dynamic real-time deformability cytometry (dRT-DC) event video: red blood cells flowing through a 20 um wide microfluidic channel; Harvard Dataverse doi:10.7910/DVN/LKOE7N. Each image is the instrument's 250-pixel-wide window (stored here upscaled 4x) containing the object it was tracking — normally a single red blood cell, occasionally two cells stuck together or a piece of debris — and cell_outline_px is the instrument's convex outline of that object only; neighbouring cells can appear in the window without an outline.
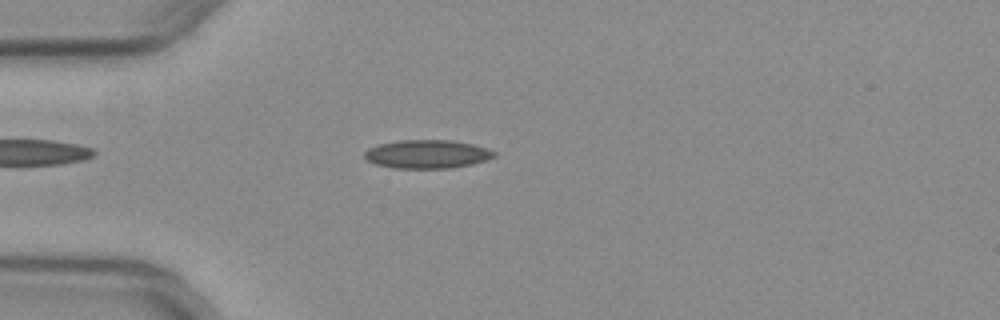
{"species": "common noctule bat (a hibernating species)", "species_latin": "Nyctalus noctula", "temperature_condition": "warm", "stored_images_in_passage": 32, "camera_frame_rate_fps": 3000, "um_per_image_px": 0.085, "animal": {"sex": "female", "body_mass_g": 29.2, "forearm_length_mm": 56.3}, "frame": {"image": 1, "passage_image": 6, "time_ms": 1.667, "image_size_px": [1000, 320], "cell_outline_px": [[496, 156], [488, 160], [472, 164], [448, 168], [396, 168], [376, 164], [368, 160], [364, 156], [364, 152], [368, 148], [380, 144], [400, 140], [452, 140], [472, 144], [488, 148], [496, 152]], "centroid_in_image_um": [36.35, 13.09], "position_along_channel_um": 48.7, "area_um2": 21.5}}
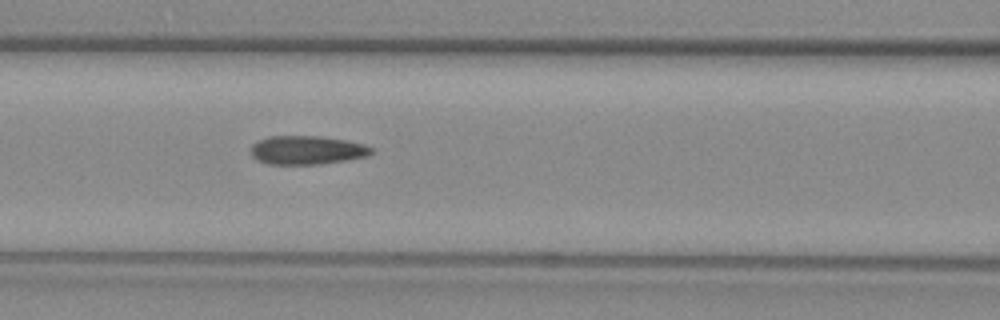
{"frame": {"image": 2, "passage_image": 14, "time_ms": 4.333, "image_size_px": [1000, 320], "cell_outline_px": [[372, 152], [368, 156], [320, 164], [268, 164], [256, 160], [252, 156], [252, 144], [268, 136], [320, 136], [344, 140], [364, 144], [372, 148]], "centroid_in_image_um": [26.07, 12.76], "position_along_channel_um": 140.5, "area_um2": 20.0}}
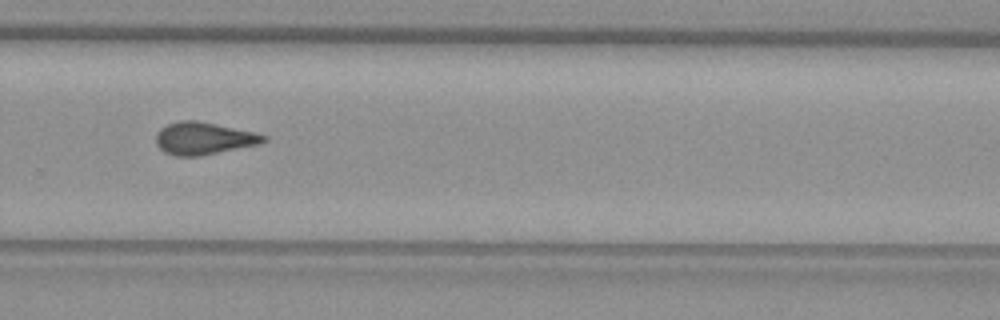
{"frame": {"image": 3, "passage_image": 27, "time_ms": 8.667, "image_size_px": [1000, 320], "cell_outline_px": [[268, 140], [260, 144], [200, 156], [176, 156], [164, 152], [156, 144], [156, 132], [160, 128], [168, 124], [180, 120], [196, 120], [256, 132], [268, 136]], "centroid_in_image_um": [17.33, 11.76], "position_along_channel_um": 312.5, "area_um2": 20.46}, "authors_computed_cell_mechanics": {"area_um2": 20.3745, "velocity_mm_per_s": 3.9782, "shape_relaxation_time_tau1_ms": null, "shape_relaxation_time_tau2_ms": 1.7681, "deformation_change_tau1": null, "deformation_change_tau2": 0.0908}}